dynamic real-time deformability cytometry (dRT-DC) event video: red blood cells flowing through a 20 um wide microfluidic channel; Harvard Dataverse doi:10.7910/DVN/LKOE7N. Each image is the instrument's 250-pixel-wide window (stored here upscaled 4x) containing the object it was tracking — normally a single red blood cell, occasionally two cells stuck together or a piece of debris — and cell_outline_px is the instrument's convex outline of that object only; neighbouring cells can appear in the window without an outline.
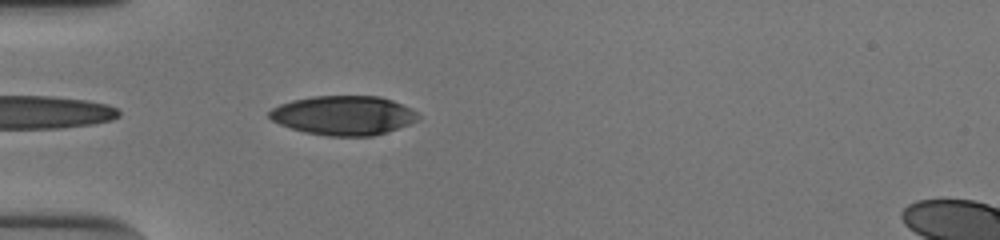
{"species": "human", "species_latin": "Homo sapiens", "temperature_condition": "cold", "stored_images_in_passage": 18, "camera_frame_rate_fps": 3000, "um_per_image_px": 0.085, "donor": {"sex": "male"}, "frame": {"image": 1, "passage_image": 1, "time_ms": 0.0, "image_size_px": [1000, 240], "cell_outline_px": [[420, 116], [416, 120], [408, 124], [372, 136], [328, 136], [304, 132], [280, 124], [272, 120], [268, 116], [268, 112], [272, 108], [280, 104], [292, 100], [312, 96], [380, 96], [392, 100], [416, 112]], "centroid_in_image_um": [29.15, 9.8], "position_along_channel_um": 55.9, "area_um2": 33.76}}
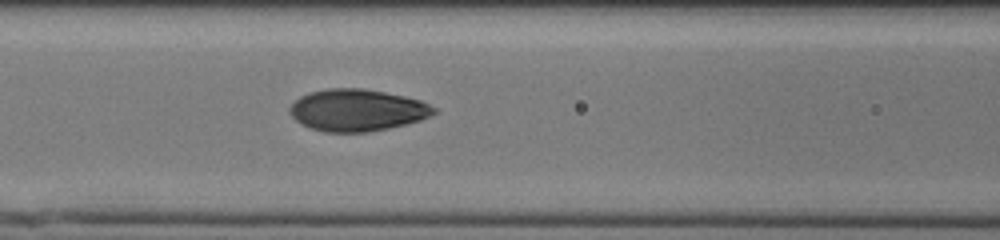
{"frame": {"image": 2, "passage_image": 8, "time_ms": 2.333, "image_size_px": [1000, 240], "cell_outline_px": [[436, 112], [420, 120], [388, 128], [368, 132], [324, 132], [312, 128], [296, 120], [288, 112], [288, 108], [300, 96], [308, 92], [328, 88], [364, 88], [404, 96], [420, 100], [436, 108]], "centroid_in_image_um": [30.33, 9.35], "position_along_channel_um": 136.3, "area_um2": 35.03}}
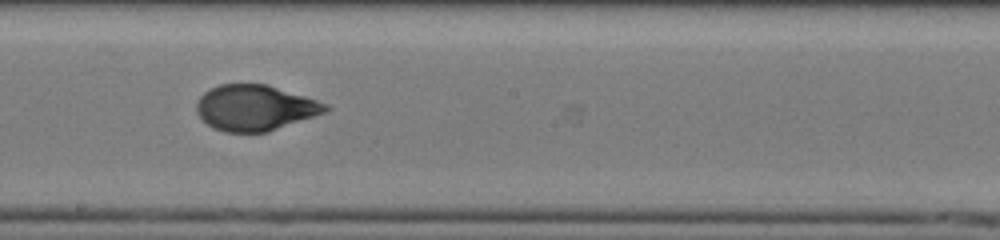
{"frame": {"image": 3, "passage_image": 15, "time_ms": 4.667, "image_size_px": [1000, 240], "cell_outline_px": [[332, 108], [328, 112], [268, 132], [224, 132], [212, 128], [196, 112], [196, 104], [200, 96], [204, 92], [220, 84], [268, 84], [328, 104]], "centroid_in_image_um": [21.71, 9.17], "position_along_channel_um": 226.5, "area_um2": 34.45}}